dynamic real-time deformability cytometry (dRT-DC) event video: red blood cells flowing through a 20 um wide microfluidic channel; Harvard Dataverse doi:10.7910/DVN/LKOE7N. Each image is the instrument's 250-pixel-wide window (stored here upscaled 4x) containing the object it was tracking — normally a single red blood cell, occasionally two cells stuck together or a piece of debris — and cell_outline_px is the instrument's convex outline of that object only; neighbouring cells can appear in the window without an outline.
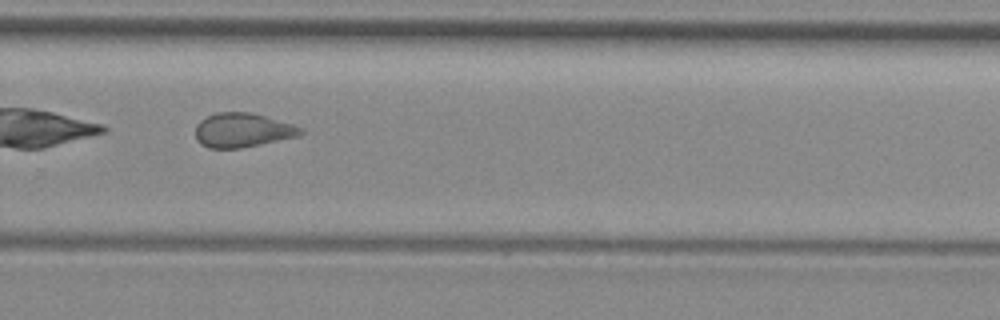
{"species": "common noctule bat (a hibernating species)", "species_latin": "Nyctalus noctula", "temperature_condition": "room temperature", "stored_images_in_passage": 39, "camera_frame_rate_fps": 3000, "um_per_image_px": 0.085, "animal": {"sex": "female", "body_mass_g": 29.2, "forearm_length_mm": 56.3}, "frame": {"image": 1, "passage_image": 22, "time_ms": 7.0, "image_size_px": [1000, 320], "cell_outline_px": [[304, 132], [300, 136], [240, 148], [208, 148], [200, 144], [196, 140], [196, 124], [200, 120], [216, 112], [248, 112], [264, 116], [292, 124], [304, 128]], "centroid_in_image_um": [20.61, 11.07], "position_along_channel_um": 309.2, "area_um2": 20.98}, "authors_computed_cell_mechanics": {"area_um2": 21.5016, "velocity_mm_per_s": 3.9372, "shape_relaxation_time_tau1_ms": null, "shape_relaxation_time_tau2_ms": 1.3273, "deformation_change_tau1": null, "deformation_change_tau2": 0.0799}}